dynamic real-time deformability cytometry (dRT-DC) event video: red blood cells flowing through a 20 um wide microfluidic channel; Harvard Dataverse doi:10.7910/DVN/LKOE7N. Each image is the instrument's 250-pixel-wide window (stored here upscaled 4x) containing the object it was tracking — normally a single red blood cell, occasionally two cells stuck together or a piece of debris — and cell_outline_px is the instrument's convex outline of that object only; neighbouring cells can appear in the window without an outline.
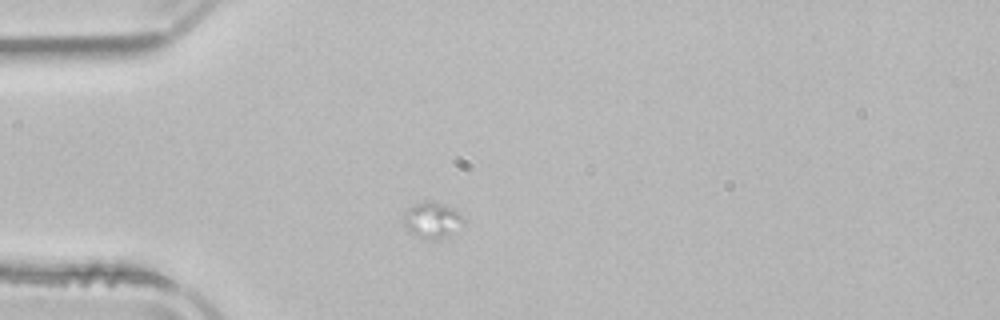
{"species": "common noctule bat (a hibernating species)", "species_latin": "Nyctalus noctula", "temperature_condition": "room temperature", "stored_images_in_passage": 12, "camera_frame_rate_fps": 3000, "um_per_image_px": 0.085, "animal": {"sex": "male", "body_mass_g": 21.5, "forearm_length_mm": 52.0}, "frame": {"image": 1, "passage_image": 1, "time_ms": 0.0, "image_size_px": [1000, 320], "cell_outline_px": [[464, 224], [448, 236], [440, 240], [424, 240], [412, 232], [404, 224], [404, 216], [408, 208], [424, 200], [428, 200], [444, 204], [464, 216]], "centroid_in_image_um": [36.77, 18.72], "position_along_channel_um": 48.2, "area_um2": 12.54}}